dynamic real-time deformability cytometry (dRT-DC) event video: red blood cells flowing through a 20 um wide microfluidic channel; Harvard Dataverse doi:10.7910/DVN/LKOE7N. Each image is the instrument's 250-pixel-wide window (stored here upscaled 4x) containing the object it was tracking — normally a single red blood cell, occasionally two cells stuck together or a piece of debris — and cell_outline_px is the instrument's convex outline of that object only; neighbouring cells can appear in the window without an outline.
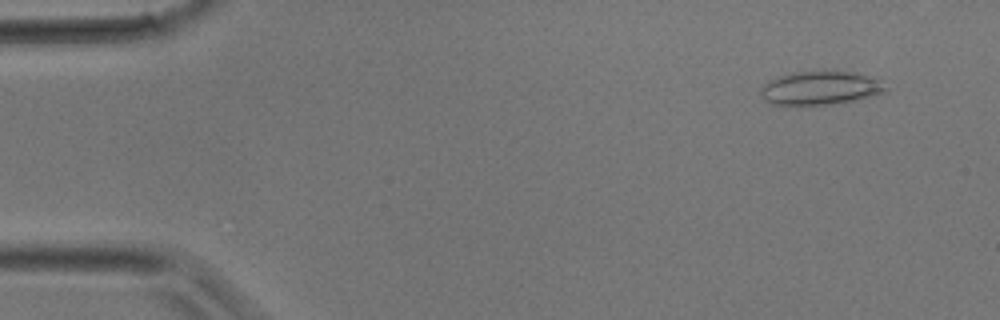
{"species": "common noctule bat (a hibernating species)", "species_latin": "Nyctalus noctula", "temperature_condition": "room temperature", "stored_images_in_passage": 8, "camera_frame_rate_fps": 3000, "um_per_image_px": 0.085, "animal": {"sex": "male", "body_mass_g": 17.9}, "frame": {"image": 1, "passage_image": 3, "time_ms": 0.667, "image_size_px": [1000, 320], "cell_outline_px": [[888, 92], [852, 100], [832, 104], [800, 108], [796, 108], [772, 104], [764, 100], [760, 96], [760, 88], [764, 84], [780, 76], [796, 72], [848, 72], [880, 80], [888, 88]], "centroid_in_image_um": [69.65, 7.55], "position_along_channel_um": 15.3, "area_um2": 24.68}}